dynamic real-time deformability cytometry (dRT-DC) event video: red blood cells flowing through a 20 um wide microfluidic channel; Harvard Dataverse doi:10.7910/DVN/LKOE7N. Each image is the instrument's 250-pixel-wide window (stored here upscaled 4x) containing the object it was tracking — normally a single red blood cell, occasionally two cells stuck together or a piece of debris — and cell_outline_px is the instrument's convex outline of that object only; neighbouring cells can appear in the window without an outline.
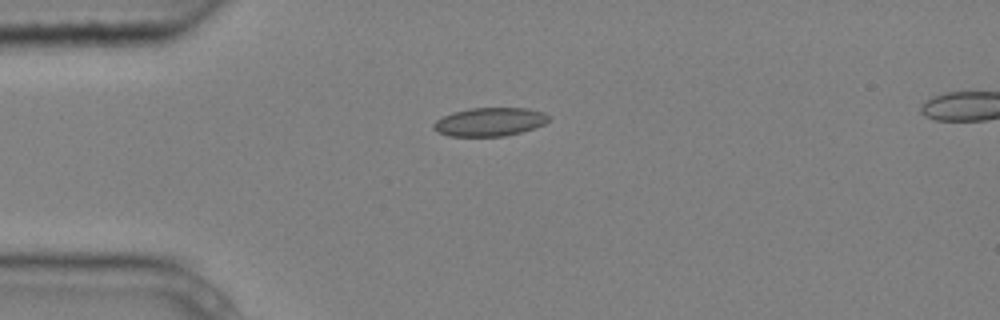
{"species": "common noctule bat (a hibernating species)", "species_latin": "Nyctalus noctula", "temperature_condition": "cold", "stored_images_in_passage": 2, "camera_frame_rate_fps": 3000, "um_per_image_px": 0.085, "animal": {"sex": "male", "body_mass_g": 20.4}, "frame": {"image": 1, "passage_image": 1, "time_ms": 0.0, "image_size_px": [1000, 320], "cell_outline_px": [[548, 120], [544, 124], [520, 132], [504, 136], [448, 136], [436, 132], [432, 128], [432, 124], [436, 120], [452, 112], [468, 108], [528, 108], [544, 112], [548, 116]], "centroid_in_image_um": [41.57, 10.35], "position_along_channel_um": 43.4, "area_um2": 19.13}}